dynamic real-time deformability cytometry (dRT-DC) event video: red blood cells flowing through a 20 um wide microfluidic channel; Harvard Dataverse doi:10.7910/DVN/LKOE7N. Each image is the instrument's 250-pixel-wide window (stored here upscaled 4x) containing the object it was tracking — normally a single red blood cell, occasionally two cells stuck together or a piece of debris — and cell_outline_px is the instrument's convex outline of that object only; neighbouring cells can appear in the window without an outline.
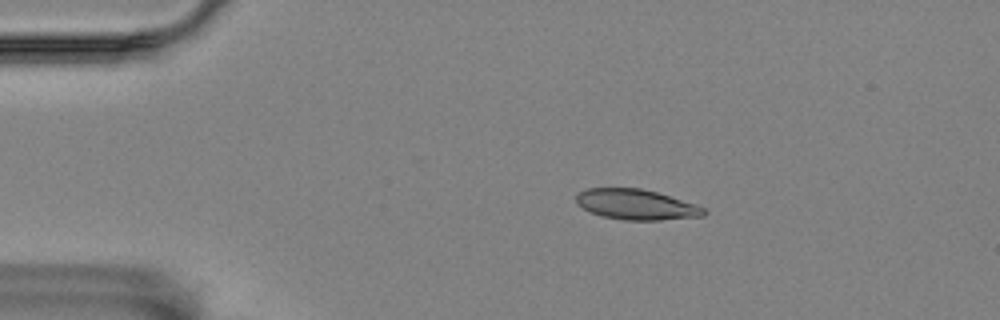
{"species": "Egyptian fruit bat (a non-hibernating species)", "species_latin": "Rousettus aegyptiacus", "temperature_condition": "room temperature", "stored_images_in_passage": 4, "camera_frame_rate_fps": 3000, "um_per_image_px": 0.085, "animal": {"sex": "female"}, "frame": {"image": 1, "passage_image": 2, "time_ms": 0.333, "image_size_px": [1000, 320], "cell_outline_px": [[708, 212], [704, 216], [660, 220], [624, 220], [604, 216], [592, 212], [576, 204], [576, 196], [580, 192], [588, 188], [640, 188], [656, 192], [696, 204], [704, 208]], "centroid_in_image_um": [54.11, 17.38], "position_along_channel_um": 30.9, "area_um2": 22.43}}
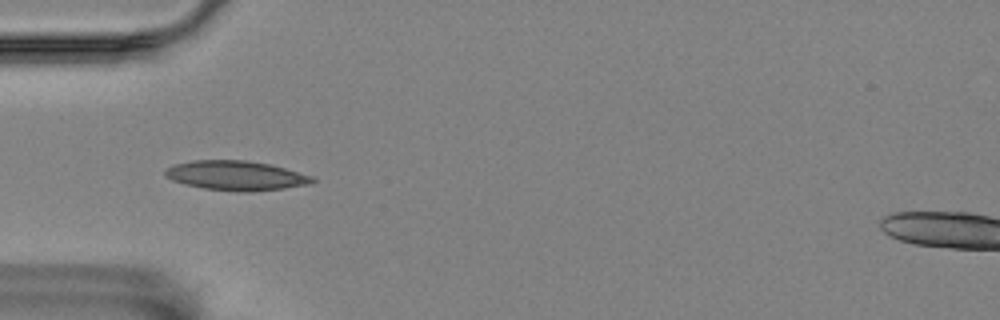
{"frame": {"image": 2, "passage_image": 4, "time_ms": 1.0, "image_size_px": [1000, 320], "cell_outline_px": [[316, 180], [312, 184], [284, 188], [252, 192], [236, 192], [204, 188], [184, 184], [172, 180], [164, 176], [164, 172], [172, 164], [192, 160], [244, 160], [272, 164], [312, 176]], "centroid_in_image_um": [20.06, 14.92], "position_along_channel_um": 64.9, "area_um2": 25.61}}